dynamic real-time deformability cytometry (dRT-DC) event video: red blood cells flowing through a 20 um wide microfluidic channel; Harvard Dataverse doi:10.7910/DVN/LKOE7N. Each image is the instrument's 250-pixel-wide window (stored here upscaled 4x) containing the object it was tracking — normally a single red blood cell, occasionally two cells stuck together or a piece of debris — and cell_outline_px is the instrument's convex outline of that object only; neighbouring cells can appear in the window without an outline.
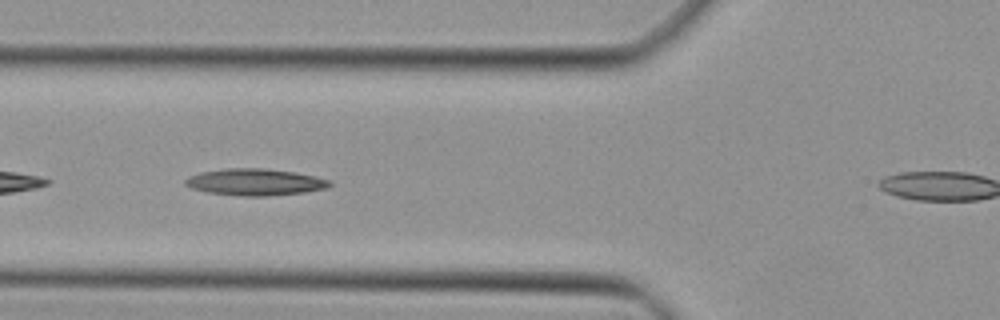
{"species": "Egyptian fruit bat (a non-hibernating species)", "species_latin": "Rousettus aegyptiacus", "temperature_condition": "cold", "stored_images_in_passage": 46, "camera_frame_rate_fps": 3000, "um_per_image_px": 0.085, "animal": {"sex": "female"}, "frame": {"image": 1, "passage_image": 17, "time_ms": 5.333, "image_size_px": [1000, 320], "cell_outline_px": [[332, 184], [328, 188], [304, 192], [268, 196], [240, 196], [208, 192], [192, 188], [184, 184], [184, 180], [188, 176], [200, 172], [224, 168], [264, 168], [296, 172], [316, 176], [332, 180]], "centroid_in_image_um": [21.7, 15.47], "position_along_channel_um": 104.1, "area_um2": 22.72}}
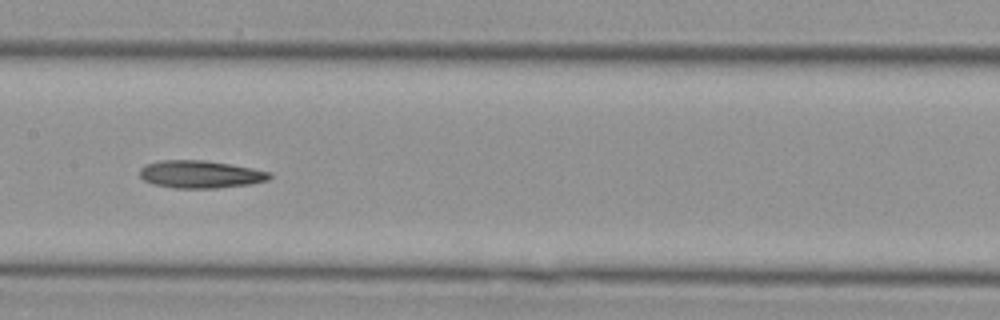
{"frame": {"image": 2, "passage_image": 23, "time_ms": 7.333, "image_size_px": [1000, 320], "cell_outline_px": [[272, 176], [268, 180], [248, 184], [216, 188], [172, 188], [152, 184], [144, 180], [140, 176], [140, 168], [148, 164], [160, 160], [204, 160], [252, 168], [272, 172]], "centroid_in_image_um": [17.02, 14.82], "position_along_channel_um": 190.4, "area_um2": 20.81}}
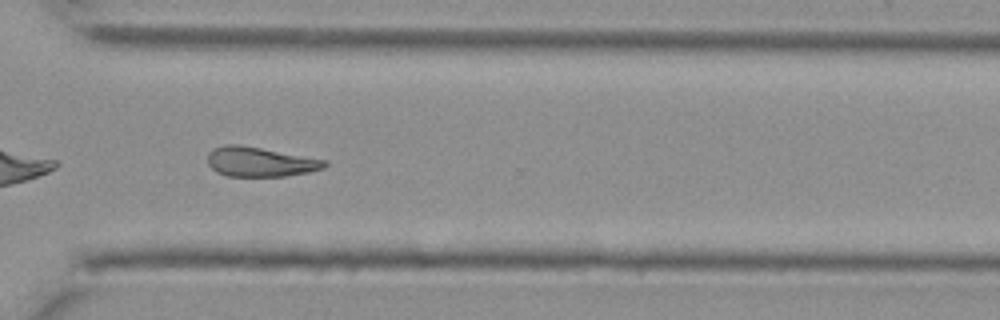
{"frame": {"image": 3, "passage_image": 34, "time_ms": 11.0, "image_size_px": [1000, 320], "cell_outline_px": [[328, 164], [324, 168], [308, 172], [284, 176], [228, 176], [216, 172], [208, 164], [208, 152], [212, 148], [228, 144], [236, 144], [260, 148], [328, 160]], "centroid_in_image_um": [22.1, 13.76], "position_along_channel_um": 348.5, "area_um2": 20.11}}